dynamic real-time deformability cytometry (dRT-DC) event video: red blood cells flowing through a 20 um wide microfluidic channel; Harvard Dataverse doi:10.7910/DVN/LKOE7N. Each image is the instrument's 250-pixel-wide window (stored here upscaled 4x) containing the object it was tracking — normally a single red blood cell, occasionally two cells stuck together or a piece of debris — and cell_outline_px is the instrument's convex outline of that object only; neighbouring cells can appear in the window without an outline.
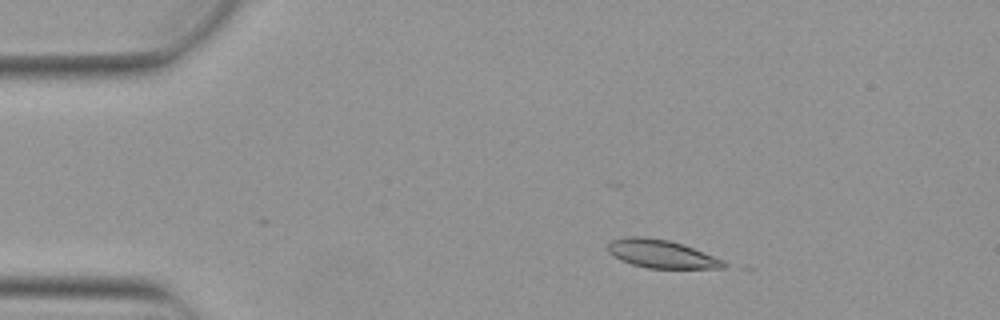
{"species": "Egyptian fruit bat (a non-hibernating species)", "species_latin": "Rousettus aegyptiacus", "temperature_condition": "warm", "stored_images_in_passage": 6, "camera_frame_rate_fps": 3000, "um_per_image_px": 0.085, "animal": {"sex": "female"}, "frame": {"image": 1, "passage_image": 3, "time_ms": 0.667, "image_size_px": [1000, 320], "cell_outline_px": [[728, 264], [724, 268], [648, 268], [632, 264], [620, 260], [608, 252], [608, 244], [612, 240], [624, 236], [644, 236], [668, 240], [684, 244], [724, 260]], "centroid_in_image_um": [56.22, 21.57], "position_along_channel_um": 28.8, "area_um2": 19.13}}